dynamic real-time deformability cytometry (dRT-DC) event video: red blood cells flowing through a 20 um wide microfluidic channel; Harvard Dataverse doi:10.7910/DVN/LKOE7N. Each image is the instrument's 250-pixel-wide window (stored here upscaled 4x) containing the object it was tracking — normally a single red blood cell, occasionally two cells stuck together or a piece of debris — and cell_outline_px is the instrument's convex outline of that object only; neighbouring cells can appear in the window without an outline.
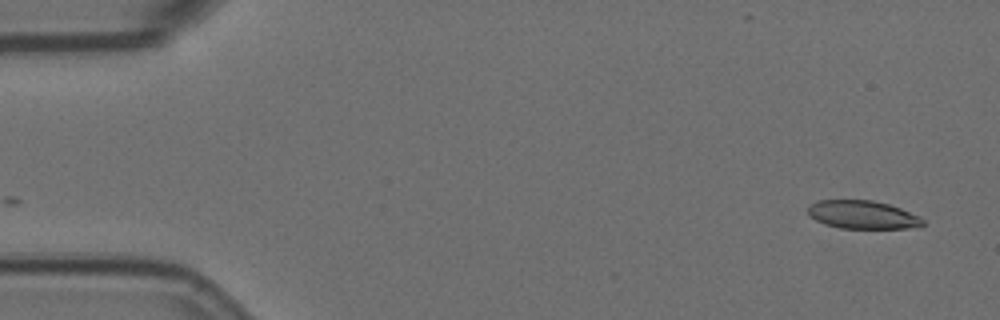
{"species": "Egyptian fruit bat (a non-hibernating species)", "species_latin": "Rousettus aegyptiacus", "temperature_condition": "room temperature", "stored_images_in_passage": 3, "camera_frame_rate_fps": 3000, "um_per_image_px": 0.085, "animal": {"sex": "female"}, "frame": {"image": 1, "passage_image": 3, "time_ms": 0.667, "image_size_px": [1000, 320], "cell_outline_px": [[924, 224], [908, 228], [840, 228], [824, 224], [808, 216], [808, 204], [820, 200], [872, 200], [888, 204], [900, 208], [920, 216], [924, 220]], "centroid_in_image_um": [73.28, 18.24], "position_along_channel_um": 11.7, "area_um2": 18.9}}